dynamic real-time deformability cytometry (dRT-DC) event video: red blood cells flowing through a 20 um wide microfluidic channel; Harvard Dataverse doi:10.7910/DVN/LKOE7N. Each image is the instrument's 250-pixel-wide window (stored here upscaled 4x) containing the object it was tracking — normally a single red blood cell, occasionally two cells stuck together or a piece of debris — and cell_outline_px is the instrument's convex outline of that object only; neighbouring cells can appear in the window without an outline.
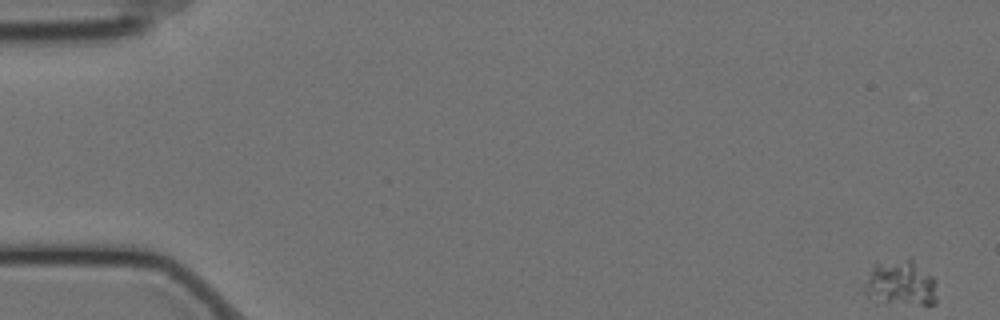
{"species": "Egyptian fruit bat (a non-hibernating species)", "species_latin": "Rousettus aegyptiacus", "temperature_condition": "cold", "stored_images_in_passage": 16, "camera_frame_rate_fps": 3000, "um_per_image_px": 0.085, "animal": {"sex": "female"}, "frame": {"image": 1, "passage_image": 1, "time_ms": 0.0, "image_size_px": [1000, 320], "cell_outline_px": [[936, 304], [876, 304], [864, 292], [864, 288], [872, 264], [908, 256], [932, 276], [936, 280]], "centroid_in_image_um": [76.53, 24.08], "position_along_channel_um": 8.5, "area_um2": 19.88}}
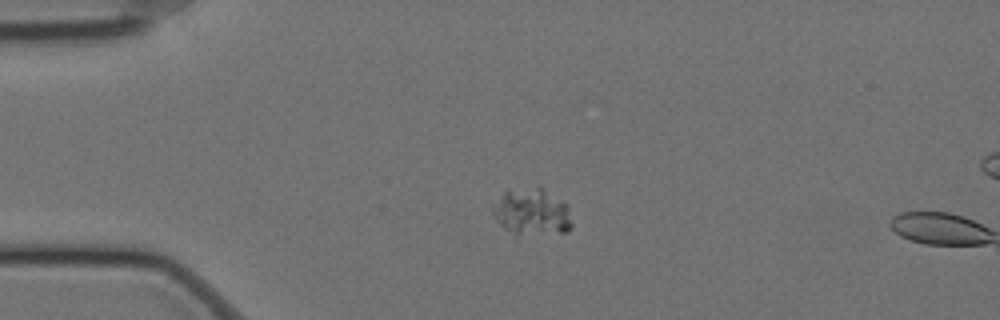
{"frame": {"image": 2, "passage_image": 14, "time_ms": 4.333, "image_size_px": [1000, 320], "cell_outline_px": [[572, 228], [568, 232], [516, 240], [496, 220], [488, 204], [504, 192], [540, 184], [568, 204], [572, 224]], "centroid_in_image_um": [45.19, 18.08], "position_along_channel_um": 39.8, "area_um2": 23.58}}